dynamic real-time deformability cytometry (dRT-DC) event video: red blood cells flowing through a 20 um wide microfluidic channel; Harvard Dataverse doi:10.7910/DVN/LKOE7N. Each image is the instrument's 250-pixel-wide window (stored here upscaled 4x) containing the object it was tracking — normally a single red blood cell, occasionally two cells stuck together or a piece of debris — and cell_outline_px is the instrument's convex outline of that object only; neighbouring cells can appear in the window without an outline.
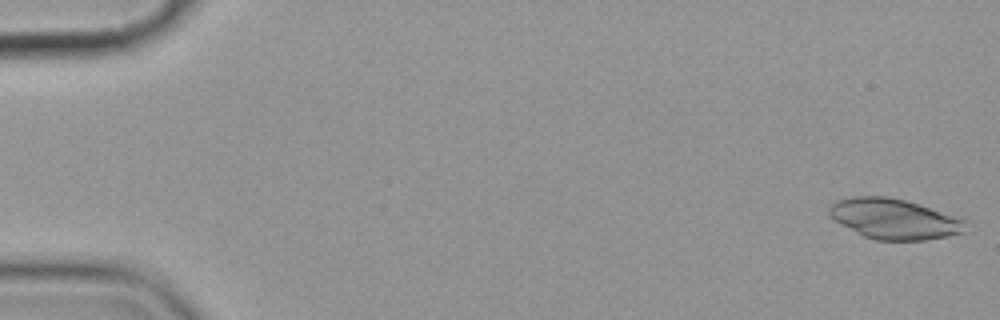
{"species": "common noctule bat (a hibernating species)", "species_latin": "Nyctalus noctula", "temperature_condition": "cold", "stored_images_in_passage": 7, "camera_frame_rate_fps": 3000, "um_per_image_px": 0.085, "animal": {"sex": "female", "body_mass_g": 19.9}, "frame": {"image": 1, "passage_image": 1, "time_ms": 0.0, "image_size_px": [1000, 320], "cell_outline_px": [[968, 220], [964, 232], [948, 236], [924, 240], [876, 240], [864, 236], [840, 224], [828, 212], [828, 208], [836, 200], [852, 196], [888, 196], [904, 200], [964, 216]], "centroid_in_image_um": [76.09, 18.59], "position_along_channel_um": 8.9, "area_um2": 32.48}}